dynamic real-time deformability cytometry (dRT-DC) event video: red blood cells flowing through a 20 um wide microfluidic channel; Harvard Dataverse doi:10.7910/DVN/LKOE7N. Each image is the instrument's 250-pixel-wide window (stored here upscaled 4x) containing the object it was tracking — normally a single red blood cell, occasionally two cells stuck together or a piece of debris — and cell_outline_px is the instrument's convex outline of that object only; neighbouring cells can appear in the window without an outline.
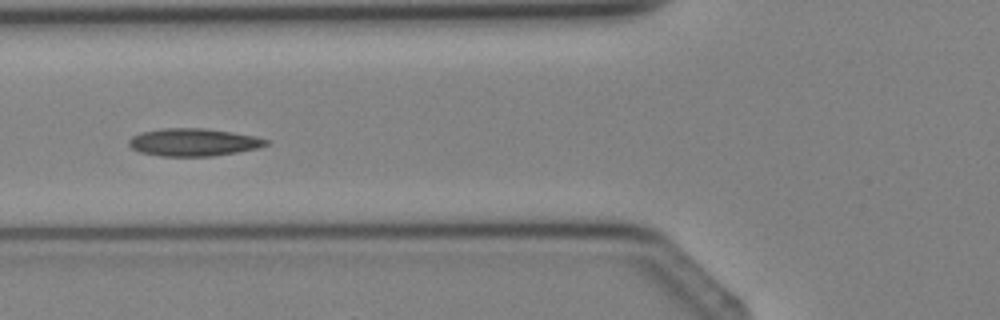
{"species": "Egyptian fruit bat (a non-hibernating species)", "species_latin": "Rousettus aegyptiacus", "temperature_condition": "cold", "stored_images_in_passage": 3, "camera_frame_rate_fps": 3000, "um_per_image_px": 0.085, "animal": {"sex": "female"}, "frame": {"image": 1, "passage_image": 3, "time_ms": 2.333, "image_size_px": [1000, 320], "cell_outline_px": [[268, 144], [256, 148], [236, 152], [212, 156], [160, 156], [140, 152], [132, 148], [128, 144], [128, 140], [132, 136], [144, 132], [164, 128], [204, 128], [232, 132], [256, 136], [268, 140]], "centroid_in_image_um": [16.43, 12.09], "position_along_channel_um": 109.4, "area_um2": 21.91}}